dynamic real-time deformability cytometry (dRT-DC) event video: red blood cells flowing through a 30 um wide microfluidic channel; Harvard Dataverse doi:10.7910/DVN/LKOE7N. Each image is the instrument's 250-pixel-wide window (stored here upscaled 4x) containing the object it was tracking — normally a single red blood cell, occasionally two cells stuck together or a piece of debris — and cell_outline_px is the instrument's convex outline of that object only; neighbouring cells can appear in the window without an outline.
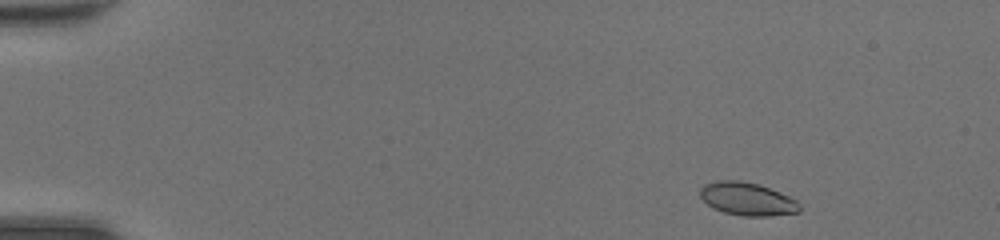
{"species": "common noctule bat (a hibernating species)", "species_latin": "Nyctalus noctula", "temperature_condition": "room temperature", "stored_images_in_passage": 44, "camera_frame_rate_fps": 3000, "um_per_image_px": 0.085, "animal": {"sex": "female", "body_mass_g": 20.0, "forearm_length_mm": 54.0}, "frame": {"image": 1, "passage_image": 2, "time_ms": 0.333, "image_size_px": [1000, 240], "cell_outline_px": [[800, 212], [768, 216], [744, 216], [724, 212], [712, 208], [700, 196], [700, 188], [704, 184], [716, 180], [740, 180], [756, 184], [780, 192], [796, 200], [800, 204]], "centroid_in_image_um": [63.5, 16.91], "position_along_channel_um": 21.5, "area_um2": 19.07}}
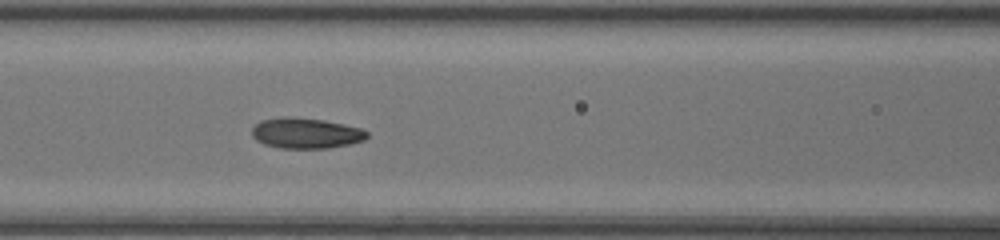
{"frame": {"image": 2, "passage_image": 18, "time_ms": 5.667, "image_size_px": [1000, 240], "cell_outline_px": [[368, 136], [364, 140], [348, 144], [328, 148], [280, 148], [264, 144], [256, 140], [252, 136], [252, 128], [260, 120], [284, 116], [288, 116], [324, 120], [344, 124], [360, 128], [368, 132]], "centroid_in_image_um": [25.97, 11.31], "position_along_channel_um": 140.6, "area_um2": 20.52}}
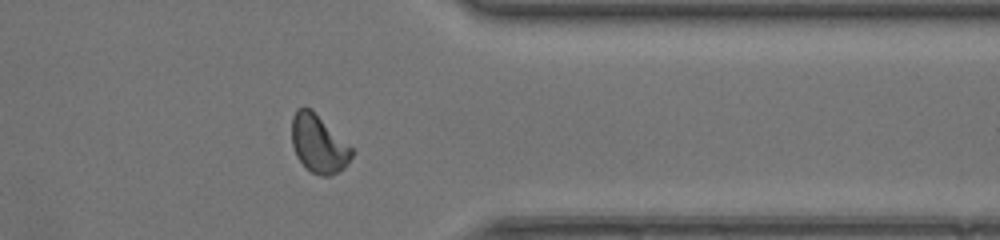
{"frame": {"image": 3, "passage_image": 35, "time_ms": 11.333, "image_size_px": [1000, 240], "cell_outline_px": [[352, 156], [348, 164], [340, 172], [332, 176], [320, 176], [312, 172], [296, 156], [292, 144], [292, 116], [296, 108], [304, 104], [312, 108], [352, 148]], "centroid_in_image_um": [27.07, 12.19], "position_along_channel_um": 384.3, "area_um2": 20.52}, "authors_computed_cell_mechanics": {"area_um2": 19.9988, "velocity_mm_per_s": 4.4184, "shape_relaxation_time_tau1_ms": 4.1262, "shape_relaxation_time_tau2_ms": 1.1099, "deformation_change_tau1": 0.1457, "deformation_change_tau2": 0.0562}}